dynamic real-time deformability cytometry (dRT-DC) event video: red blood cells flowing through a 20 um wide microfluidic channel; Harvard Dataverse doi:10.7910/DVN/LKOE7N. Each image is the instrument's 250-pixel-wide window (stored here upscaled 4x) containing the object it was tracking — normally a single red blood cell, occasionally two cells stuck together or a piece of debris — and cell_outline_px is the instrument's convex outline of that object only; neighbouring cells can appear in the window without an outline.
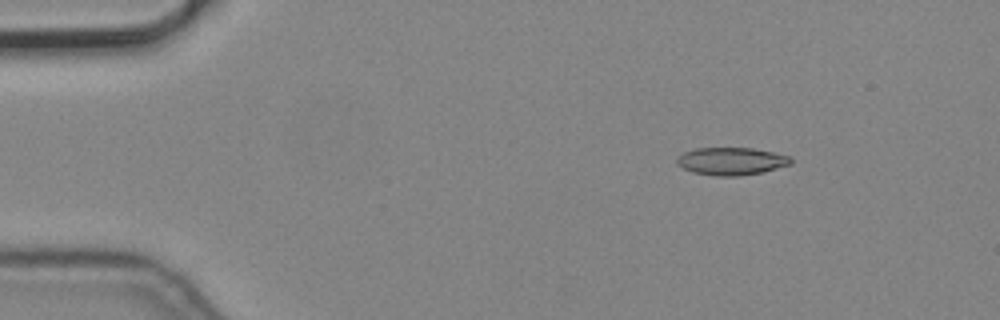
{"species": "common noctule bat (a hibernating species)", "species_latin": "Nyctalus noctula", "temperature_condition": "cold", "stored_images_in_passage": 5, "camera_frame_rate_fps": 3000, "um_per_image_px": 0.085, "animal": {"sex": "male", "body_mass_g": 19.2, "forearm_length_mm": 51.8}, "frame": {"image": 1, "passage_image": 1, "time_ms": 0.0, "image_size_px": [1000, 320], "cell_outline_px": [[792, 164], [764, 172], [736, 176], [716, 176], [692, 172], [676, 164], [676, 156], [684, 152], [696, 148], [752, 148], [772, 152], [788, 156], [792, 160]], "centroid_in_image_um": [62.14, 13.7], "position_along_channel_um": 22.9, "area_um2": 18.38}}
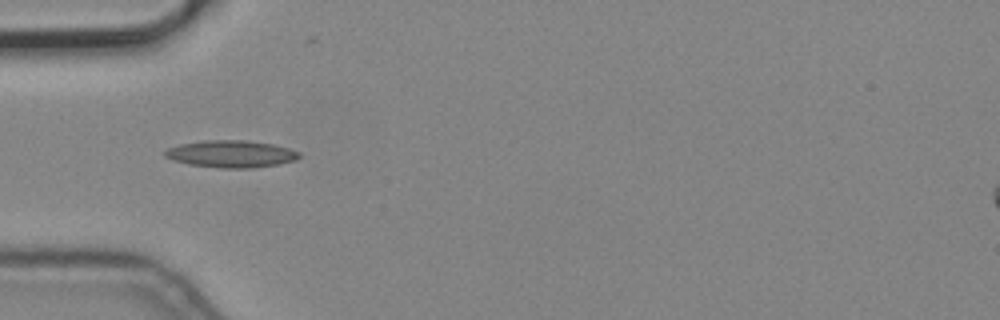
{"frame": {"image": 2, "passage_image": 4, "time_ms": 1.0, "image_size_px": [1000, 320], "cell_outline_px": [[300, 156], [296, 160], [276, 164], [252, 168], [220, 168], [188, 164], [172, 160], [164, 156], [164, 152], [168, 148], [180, 144], [204, 140], [248, 140], [272, 144], [288, 148], [300, 152]], "centroid_in_image_um": [19.62, 13.08], "position_along_channel_um": 65.4, "area_um2": 21.21}}
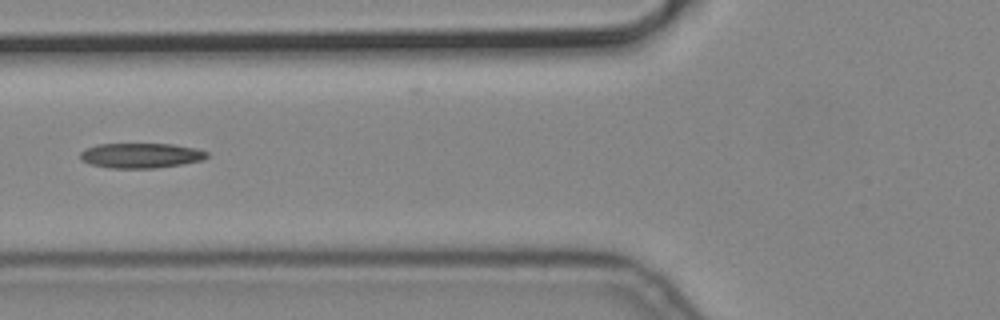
{"frame": {"image": 3, "passage_image": 5, "time_ms": 1.333, "image_size_px": [1000, 320], "cell_outline_px": [[208, 156], [204, 160], [184, 164], [156, 168], [108, 168], [92, 164], [80, 160], [80, 152], [84, 148], [96, 144], [172, 144], [196, 148], [208, 152]], "centroid_in_image_um": [11.97, 13.22], "position_along_channel_um": 113.8, "area_um2": 18.67}}